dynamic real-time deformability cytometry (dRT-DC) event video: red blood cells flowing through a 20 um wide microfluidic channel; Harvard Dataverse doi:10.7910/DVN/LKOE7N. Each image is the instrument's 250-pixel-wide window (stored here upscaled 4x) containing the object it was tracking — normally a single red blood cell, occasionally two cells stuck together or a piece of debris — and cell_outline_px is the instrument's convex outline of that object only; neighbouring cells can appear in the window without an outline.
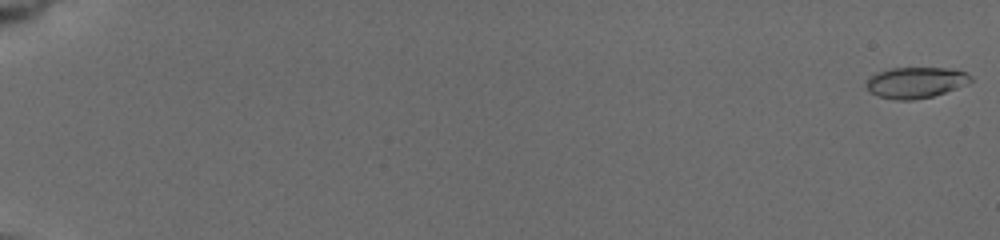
{"species": "common noctule bat (a hibernating species)", "species_latin": "Nyctalus noctula", "temperature_condition": "cold", "stored_images_in_passage": 10, "camera_frame_rate_fps": 3000, "um_per_image_px": 0.085, "animal": {"sex": "female", "body_mass_g": 19.5, "forearm_length_mm": 54.1}, "frame": {"image": 1, "passage_image": 1, "time_ms": 0.0, "image_size_px": [1000, 240], "cell_outline_px": [[972, 80], [968, 84], [932, 96], [912, 100], [896, 100], [876, 96], [868, 92], [864, 84], [872, 76], [880, 72], [892, 68], [948, 68], [964, 72], [972, 76]], "centroid_in_image_um": [77.81, 7.03], "position_along_channel_um": 7.2, "area_um2": 18.79}}
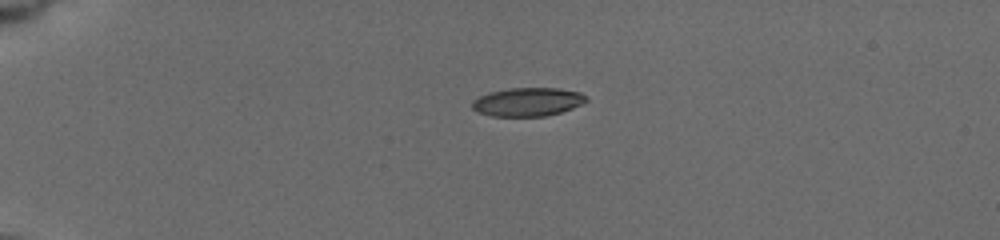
{"frame": {"image": 2, "passage_image": 7, "time_ms": 5.0, "image_size_px": [1000, 240], "cell_outline_px": [[588, 100], [572, 108], [560, 112], [544, 116], [492, 116], [476, 112], [472, 108], [472, 100], [488, 92], [508, 88], [556, 88], [580, 92]], "centroid_in_image_um": [44.8, 8.66], "position_along_channel_um": 40.2, "area_um2": 18.9}}
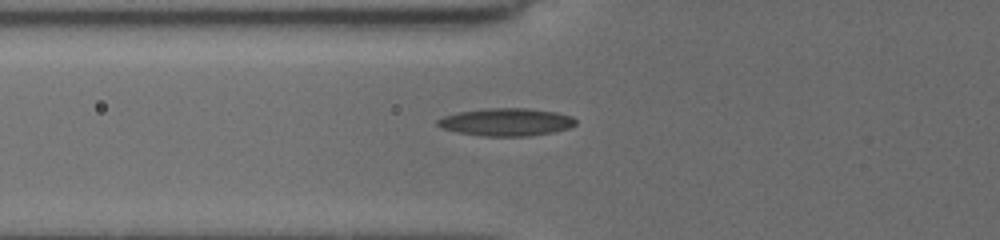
{"frame": {"image": 3, "passage_image": 10, "time_ms": 7.667, "image_size_px": [1000, 240], "cell_outline_px": [[576, 124], [568, 128], [552, 132], [528, 136], [484, 136], [460, 132], [444, 128], [436, 124], [436, 120], [444, 116], [456, 112], [488, 108], [528, 108], [556, 112], [572, 116], [576, 120]], "centroid_in_image_um": [43.04, 10.36], "position_along_channel_um": 82.8, "area_um2": 22.14}}